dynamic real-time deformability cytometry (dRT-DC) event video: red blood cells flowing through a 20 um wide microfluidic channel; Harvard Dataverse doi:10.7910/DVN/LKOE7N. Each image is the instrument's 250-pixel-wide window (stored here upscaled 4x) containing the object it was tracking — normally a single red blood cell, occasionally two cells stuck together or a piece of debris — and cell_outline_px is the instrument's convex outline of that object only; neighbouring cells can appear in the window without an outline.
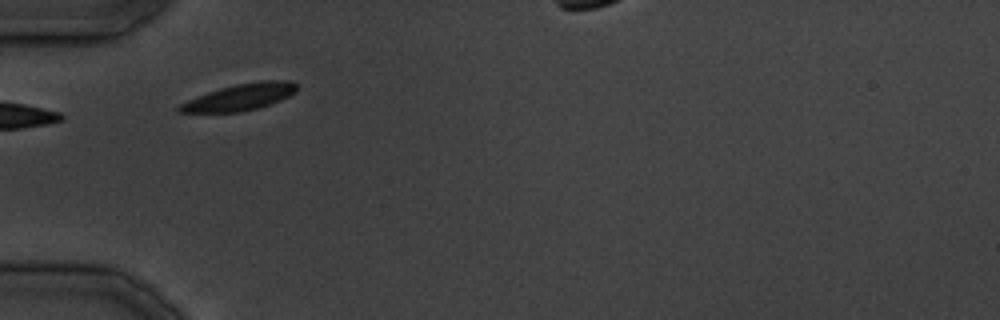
{"species": "common noctule bat (a hibernating species)", "species_latin": "Nyctalus noctula", "temperature_condition": "cold", "stored_images_in_passage": 4, "camera_frame_rate_fps": 3000, "um_per_image_px": 0.085, "animal": {"sex": "male", "body_mass_g": 19.5, "forearm_length_mm": 54.6}, "frame": {"image": 1, "passage_image": 1, "time_ms": 0.0, "image_size_px": [1000, 320], "cell_outline_px": [[296, 92], [280, 100], [260, 108], [240, 112], [176, 112], [176, 108], [180, 104], [188, 100], [208, 92], [220, 88], [236, 84], [264, 80], [288, 80], [296, 84]], "centroid_in_image_um": [20.4, 8.26], "position_along_channel_um": 64.6, "area_um2": 18.03}}